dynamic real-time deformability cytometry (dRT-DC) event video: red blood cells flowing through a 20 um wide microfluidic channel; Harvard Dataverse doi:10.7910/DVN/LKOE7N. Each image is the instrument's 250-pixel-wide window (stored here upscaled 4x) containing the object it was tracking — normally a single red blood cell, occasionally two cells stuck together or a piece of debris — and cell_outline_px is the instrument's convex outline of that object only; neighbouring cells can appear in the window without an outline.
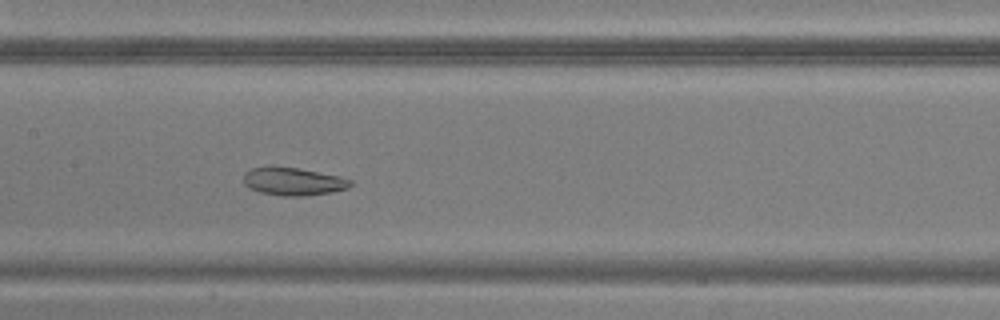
{"species": "common noctule bat (a hibernating species)", "species_latin": "Nyctalus noctula", "temperature_condition": "warm", "stored_images_in_passage": 48, "camera_frame_rate_fps": 3000, "um_per_image_px": 0.085, "animal": {"sex": "male", "body_mass_g": 20.5, "forearm_length_mm": 52.5}, "frame": {"image": 1, "passage_image": 23, "time_ms": 7.333, "image_size_px": [1000, 320], "cell_outline_px": [[352, 184], [348, 188], [332, 192], [308, 196], [280, 196], [260, 192], [248, 188], [244, 184], [244, 172], [252, 168], [296, 168], [340, 176], [352, 180]], "centroid_in_image_um": [24.95, 15.46], "position_along_channel_um": 182.5, "area_um2": 17.17}}
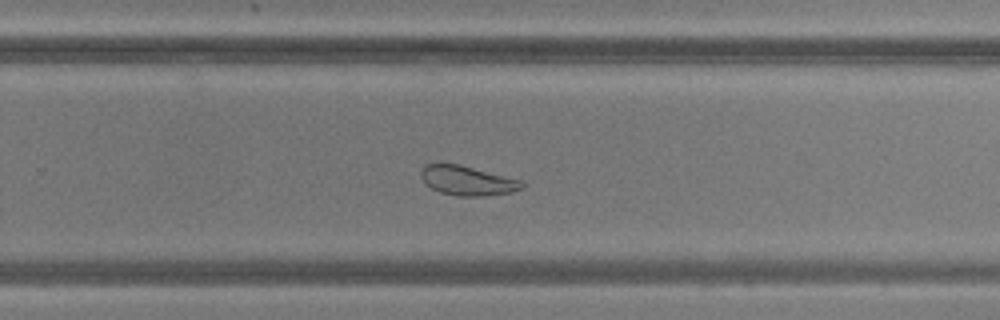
{"frame": {"image": 2, "passage_image": 31, "time_ms": 10.0, "image_size_px": [1000, 320], "cell_outline_px": [[524, 188], [512, 192], [484, 196], [460, 196], [440, 192], [424, 184], [420, 176], [420, 172], [424, 164], [460, 164], [520, 180], [524, 184]], "centroid_in_image_um": [39.7, 15.35], "position_along_channel_um": 290.1, "area_um2": 17.34}}
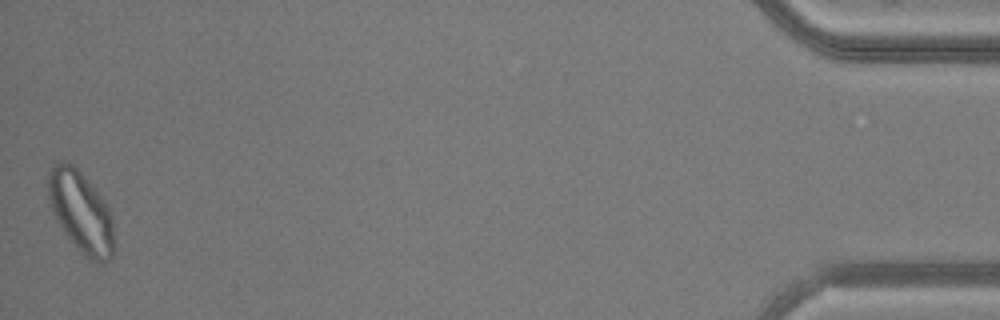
{"frame": {"image": 3, "passage_image": 48, "time_ms": 15.667, "image_size_px": [1000, 320], "cell_outline_px": [[116, 244], [112, 256], [104, 264], [96, 264], [84, 256], [64, 232], [56, 220], [52, 212], [48, 196], [48, 172], [52, 164], [72, 164], [80, 172], [96, 192], [108, 208], [112, 220]], "centroid_in_image_um": [6.89, 18.11], "position_along_channel_um": 428.3, "area_um2": 30.98}}